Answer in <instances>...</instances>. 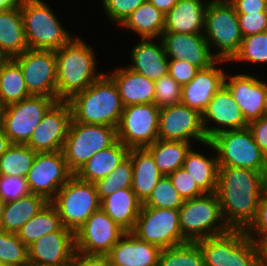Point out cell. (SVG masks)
<instances>
[{
    "label": "cell",
    "instance_id": "6da1fadb",
    "mask_svg": "<svg viewBox=\"0 0 267 266\" xmlns=\"http://www.w3.org/2000/svg\"><path fill=\"white\" fill-rule=\"evenodd\" d=\"M265 175L246 168L219 167L216 194L229 229L245 230L254 220Z\"/></svg>",
    "mask_w": 267,
    "mask_h": 266
},
{
    "label": "cell",
    "instance_id": "7a4b0ae2",
    "mask_svg": "<svg viewBox=\"0 0 267 266\" xmlns=\"http://www.w3.org/2000/svg\"><path fill=\"white\" fill-rule=\"evenodd\" d=\"M80 38H72L55 51L57 101H68L104 74L97 73L94 50Z\"/></svg>",
    "mask_w": 267,
    "mask_h": 266
},
{
    "label": "cell",
    "instance_id": "3957f363",
    "mask_svg": "<svg viewBox=\"0 0 267 266\" xmlns=\"http://www.w3.org/2000/svg\"><path fill=\"white\" fill-rule=\"evenodd\" d=\"M67 102L72 121L114 128L118 126L124 109L116 84L105 73Z\"/></svg>",
    "mask_w": 267,
    "mask_h": 266
},
{
    "label": "cell",
    "instance_id": "277c9868",
    "mask_svg": "<svg viewBox=\"0 0 267 266\" xmlns=\"http://www.w3.org/2000/svg\"><path fill=\"white\" fill-rule=\"evenodd\" d=\"M203 145L216 151L219 167L246 168L267 174V156L255 143L248 127L220 132Z\"/></svg>",
    "mask_w": 267,
    "mask_h": 266
},
{
    "label": "cell",
    "instance_id": "5b68a950",
    "mask_svg": "<svg viewBox=\"0 0 267 266\" xmlns=\"http://www.w3.org/2000/svg\"><path fill=\"white\" fill-rule=\"evenodd\" d=\"M21 12L30 49L56 51L74 37L42 0H21Z\"/></svg>",
    "mask_w": 267,
    "mask_h": 266
},
{
    "label": "cell",
    "instance_id": "8992f818",
    "mask_svg": "<svg viewBox=\"0 0 267 266\" xmlns=\"http://www.w3.org/2000/svg\"><path fill=\"white\" fill-rule=\"evenodd\" d=\"M203 35L210 49H218L214 53L218 60L230 61L239 51L243 36L238 15L229 0H209Z\"/></svg>",
    "mask_w": 267,
    "mask_h": 266
},
{
    "label": "cell",
    "instance_id": "52a82bcc",
    "mask_svg": "<svg viewBox=\"0 0 267 266\" xmlns=\"http://www.w3.org/2000/svg\"><path fill=\"white\" fill-rule=\"evenodd\" d=\"M179 223L182 236L187 242H197L229 230L223 220L216 193H205L184 200L179 209Z\"/></svg>",
    "mask_w": 267,
    "mask_h": 266
},
{
    "label": "cell",
    "instance_id": "ba28073f",
    "mask_svg": "<svg viewBox=\"0 0 267 266\" xmlns=\"http://www.w3.org/2000/svg\"><path fill=\"white\" fill-rule=\"evenodd\" d=\"M205 266H259L256 242L244 230L227 232L197 241Z\"/></svg>",
    "mask_w": 267,
    "mask_h": 266
},
{
    "label": "cell",
    "instance_id": "9c48e42d",
    "mask_svg": "<svg viewBox=\"0 0 267 266\" xmlns=\"http://www.w3.org/2000/svg\"><path fill=\"white\" fill-rule=\"evenodd\" d=\"M50 202L56 207L62 225L74 233L101 204L95 183L83 181L75 174Z\"/></svg>",
    "mask_w": 267,
    "mask_h": 266
},
{
    "label": "cell",
    "instance_id": "30bf717a",
    "mask_svg": "<svg viewBox=\"0 0 267 266\" xmlns=\"http://www.w3.org/2000/svg\"><path fill=\"white\" fill-rule=\"evenodd\" d=\"M117 141L116 128L71 121L62 152L75 174L92 156Z\"/></svg>",
    "mask_w": 267,
    "mask_h": 266
},
{
    "label": "cell",
    "instance_id": "8fae6325",
    "mask_svg": "<svg viewBox=\"0 0 267 266\" xmlns=\"http://www.w3.org/2000/svg\"><path fill=\"white\" fill-rule=\"evenodd\" d=\"M56 102L52 97L32 95L2 107L0 122L11 144H26L44 115Z\"/></svg>",
    "mask_w": 267,
    "mask_h": 266
},
{
    "label": "cell",
    "instance_id": "7c38bea8",
    "mask_svg": "<svg viewBox=\"0 0 267 266\" xmlns=\"http://www.w3.org/2000/svg\"><path fill=\"white\" fill-rule=\"evenodd\" d=\"M138 239L161 249L186 243L179 223V210L141 206L131 231Z\"/></svg>",
    "mask_w": 267,
    "mask_h": 266
},
{
    "label": "cell",
    "instance_id": "4fadbf2b",
    "mask_svg": "<svg viewBox=\"0 0 267 266\" xmlns=\"http://www.w3.org/2000/svg\"><path fill=\"white\" fill-rule=\"evenodd\" d=\"M160 108L154 103L124 107L117 131V140L130 148H145L159 139Z\"/></svg>",
    "mask_w": 267,
    "mask_h": 266
},
{
    "label": "cell",
    "instance_id": "5bb4252c",
    "mask_svg": "<svg viewBox=\"0 0 267 266\" xmlns=\"http://www.w3.org/2000/svg\"><path fill=\"white\" fill-rule=\"evenodd\" d=\"M13 59L19 64L31 95L47 96L57 100L54 50L28 48Z\"/></svg>",
    "mask_w": 267,
    "mask_h": 266
},
{
    "label": "cell",
    "instance_id": "9a60e30c",
    "mask_svg": "<svg viewBox=\"0 0 267 266\" xmlns=\"http://www.w3.org/2000/svg\"><path fill=\"white\" fill-rule=\"evenodd\" d=\"M73 175L60 150L38 152L26 179L31 193L51 201Z\"/></svg>",
    "mask_w": 267,
    "mask_h": 266
},
{
    "label": "cell",
    "instance_id": "2e32d148",
    "mask_svg": "<svg viewBox=\"0 0 267 266\" xmlns=\"http://www.w3.org/2000/svg\"><path fill=\"white\" fill-rule=\"evenodd\" d=\"M125 233L100 208L75 232V249L87 255H107Z\"/></svg>",
    "mask_w": 267,
    "mask_h": 266
},
{
    "label": "cell",
    "instance_id": "e0dca14e",
    "mask_svg": "<svg viewBox=\"0 0 267 266\" xmlns=\"http://www.w3.org/2000/svg\"><path fill=\"white\" fill-rule=\"evenodd\" d=\"M158 137L165 141L207 142L202 115L182 103L160 108Z\"/></svg>",
    "mask_w": 267,
    "mask_h": 266
},
{
    "label": "cell",
    "instance_id": "ac0fdd59",
    "mask_svg": "<svg viewBox=\"0 0 267 266\" xmlns=\"http://www.w3.org/2000/svg\"><path fill=\"white\" fill-rule=\"evenodd\" d=\"M72 121L67 101H57L32 132L26 145L35 152H54L63 148Z\"/></svg>",
    "mask_w": 267,
    "mask_h": 266
},
{
    "label": "cell",
    "instance_id": "d6986e66",
    "mask_svg": "<svg viewBox=\"0 0 267 266\" xmlns=\"http://www.w3.org/2000/svg\"><path fill=\"white\" fill-rule=\"evenodd\" d=\"M201 115L207 140L223 131L239 130L248 127L241 109L234 100L230 90L224 84L213 96ZM210 122L214 123L215 127H211V125L209 127ZM216 125L218 126L216 127Z\"/></svg>",
    "mask_w": 267,
    "mask_h": 266
},
{
    "label": "cell",
    "instance_id": "ffe728a7",
    "mask_svg": "<svg viewBox=\"0 0 267 266\" xmlns=\"http://www.w3.org/2000/svg\"><path fill=\"white\" fill-rule=\"evenodd\" d=\"M29 266H70L75 249L73 231H53L28 247Z\"/></svg>",
    "mask_w": 267,
    "mask_h": 266
},
{
    "label": "cell",
    "instance_id": "44dd1931",
    "mask_svg": "<svg viewBox=\"0 0 267 266\" xmlns=\"http://www.w3.org/2000/svg\"><path fill=\"white\" fill-rule=\"evenodd\" d=\"M160 39L169 60L187 61L199 69L208 68L218 60L203 34L163 32Z\"/></svg>",
    "mask_w": 267,
    "mask_h": 266
},
{
    "label": "cell",
    "instance_id": "7402d4cb",
    "mask_svg": "<svg viewBox=\"0 0 267 266\" xmlns=\"http://www.w3.org/2000/svg\"><path fill=\"white\" fill-rule=\"evenodd\" d=\"M224 85L230 90L248 124L265 116L266 81L246 73L234 76L225 74Z\"/></svg>",
    "mask_w": 267,
    "mask_h": 266
},
{
    "label": "cell",
    "instance_id": "603a6c76",
    "mask_svg": "<svg viewBox=\"0 0 267 266\" xmlns=\"http://www.w3.org/2000/svg\"><path fill=\"white\" fill-rule=\"evenodd\" d=\"M227 62L217 60L210 67L199 69L195 77L187 84L182 86L181 103L200 114L203 113L213 96L224 84L225 72L218 68L216 64Z\"/></svg>",
    "mask_w": 267,
    "mask_h": 266
},
{
    "label": "cell",
    "instance_id": "cb8c5ba5",
    "mask_svg": "<svg viewBox=\"0 0 267 266\" xmlns=\"http://www.w3.org/2000/svg\"><path fill=\"white\" fill-rule=\"evenodd\" d=\"M161 248L126 232L107 254L109 260L120 266H158Z\"/></svg>",
    "mask_w": 267,
    "mask_h": 266
},
{
    "label": "cell",
    "instance_id": "d4e9b609",
    "mask_svg": "<svg viewBox=\"0 0 267 266\" xmlns=\"http://www.w3.org/2000/svg\"><path fill=\"white\" fill-rule=\"evenodd\" d=\"M208 2L203 0H178L165 14L163 32L204 34L205 13ZM203 28V29H202Z\"/></svg>",
    "mask_w": 267,
    "mask_h": 266
},
{
    "label": "cell",
    "instance_id": "484cf974",
    "mask_svg": "<svg viewBox=\"0 0 267 266\" xmlns=\"http://www.w3.org/2000/svg\"><path fill=\"white\" fill-rule=\"evenodd\" d=\"M116 84L124 107L155 102V81L129 68H117L107 74Z\"/></svg>",
    "mask_w": 267,
    "mask_h": 266
},
{
    "label": "cell",
    "instance_id": "4316f807",
    "mask_svg": "<svg viewBox=\"0 0 267 266\" xmlns=\"http://www.w3.org/2000/svg\"><path fill=\"white\" fill-rule=\"evenodd\" d=\"M152 38L141 39L131 50L133 65L128 68L156 81L168 74L169 59L165 53L162 40L156 44Z\"/></svg>",
    "mask_w": 267,
    "mask_h": 266
},
{
    "label": "cell",
    "instance_id": "83f0119b",
    "mask_svg": "<svg viewBox=\"0 0 267 266\" xmlns=\"http://www.w3.org/2000/svg\"><path fill=\"white\" fill-rule=\"evenodd\" d=\"M27 49L21 3L9 10H0V58H13Z\"/></svg>",
    "mask_w": 267,
    "mask_h": 266
},
{
    "label": "cell",
    "instance_id": "f1b7e54d",
    "mask_svg": "<svg viewBox=\"0 0 267 266\" xmlns=\"http://www.w3.org/2000/svg\"><path fill=\"white\" fill-rule=\"evenodd\" d=\"M128 157L131 159L133 167L131 189L143 203L163 177V174L146 148H130Z\"/></svg>",
    "mask_w": 267,
    "mask_h": 266
},
{
    "label": "cell",
    "instance_id": "f546056e",
    "mask_svg": "<svg viewBox=\"0 0 267 266\" xmlns=\"http://www.w3.org/2000/svg\"><path fill=\"white\" fill-rule=\"evenodd\" d=\"M129 148L117 140L110 147L95 153L75 175L87 182L96 183L112 173L128 157Z\"/></svg>",
    "mask_w": 267,
    "mask_h": 266
},
{
    "label": "cell",
    "instance_id": "4dcf8cb0",
    "mask_svg": "<svg viewBox=\"0 0 267 266\" xmlns=\"http://www.w3.org/2000/svg\"><path fill=\"white\" fill-rule=\"evenodd\" d=\"M142 202L131 188L117 190L101 200L100 208L126 232L135 226Z\"/></svg>",
    "mask_w": 267,
    "mask_h": 266
},
{
    "label": "cell",
    "instance_id": "1f68e13d",
    "mask_svg": "<svg viewBox=\"0 0 267 266\" xmlns=\"http://www.w3.org/2000/svg\"><path fill=\"white\" fill-rule=\"evenodd\" d=\"M49 201L37 194L30 193L17 200L6 202L1 230L17 233L32 217L38 214Z\"/></svg>",
    "mask_w": 267,
    "mask_h": 266
},
{
    "label": "cell",
    "instance_id": "d6a6232c",
    "mask_svg": "<svg viewBox=\"0 0 267 266\" xmlns=\"http://www.w3.org/2000/svg\"><path fill=\"white\" fill-rule=\"evenodd\" d=\"M30 96L19 64L13 58H0V106L5 107Z\"/></svg>",
    "mask_w": 267,
    "mask_h": 266
},
{
    "label": "cell",
    "instance_id": "836d02e7",
    "mask_svg": "<svg viewBox=\"0 0 267 266\" xmlns=\"http://www.w3.org/2000/svg\"><path fill=\"white\" fill-rule=\"evenodd\" d=\"M121 26L136 32L141 39H160L165 28V14L147 0Z\"/></svg>",
    "mask_w": 267,
    "mask_h": 266
},
{
    "label": "cell",
    "instance_id": "e575fe53",
    "mask_svg": "<svg viewBox=\"0 0 267 266\" xmlns=\"http://www.w3.org/2000/svg\"><path fill=\"white\" fill-rule=\"evenodd\" d=\"M215 156L209 158L190 149L185 157L182 168L195 180L204 193H216L218 179V160Z\"/></svg>",
    "mask_w": 267,
    "mask_h": 266
},
{
    "label": "cell",
    "instance_id": "d590c367",
    "mask_svg": "<svg viewBox=\"0 0 267 266\" xmlns=\"http://www.w3.org/2000/svg\"><path fill=\"white\" fill-rule=\"evenodd\" d=\"M53 231H71L60 220L56 207L49 201L42 210L29 219L16 233L18 238L29 247L36 240Z\"/></svg>",
    "mask_w": 267,
    "mask_h": 266
},
{
    "label": "cell",
    "instance_id": "8d00e7d4",
    "mask_svg": "<svg viewBox=\"0 0 267 266\" xmlns=\"http://www.w3.org/2000/svg\"><path fill=\"white\" fill-rule=\"evenodd\" d=\"M152 155L156 166L163 174L168 176L182 168L187 152L192 148L190 142L165 141L158 139L145 147Z\"/></svg>",
    "mask_w": 267,
    "mask_h": 266
},
{
    "label": "cell",
    "instance_id": "74e56055",
    "mask_svg": "<svg viewBox=\"0 0 267 266\" xmlns=\"http://www.w3.org/2000/svg\"><path fill=\"white\" fill-rule=\"evenodd\" d=\"M36 154L26 144H11L0 158V175L26 177Z\"/></svg>",
    "mask_w": 267,
    "mask_h": 266
},
{
    "label": "cell",
    "instance_id": "f35d334b",
    "mask_svg": "<svg viewBox=\"0 0 267 266\" xmlns=\"http://www.w3.org/2000/svg\"><path fill=\"white\" fill-rule=\"evenodd\" d=\"M158 266H205L202 250L197 242L163 248Z\"/></svg>",
    "mask_w": 267,
    "mask_h": 266
},
{
    "label": "cell",
    "instance_id": "ab89813d",
    "mask_svg": "<svg viewBox=\"0 0 267 266\" xmlns=\"http://www.w3.org/2000/svg\"><path fill=\"white\" fill-rule=\"evenodd\" d=\"M0 263L3 266H28V247L16 233L0 231Z\"/></svg>",
    "mask_w": 267,
    "mask_h": 266
},
{
    "label": "cell",
    "instance_id": "60d3db41",
    "mask_svg": "<svg viewBox=\"0 0 267 266\" xmlns=\"http://www.w3.org/2000/svg\"><path fill=\"white\" fill-rule=\"evenodd\" d=\"M132 179V161L127 157L112 173L95 183L99 200L101 201L117 190L131 188Z\"/></svg>",
    "mask_w": 267,
    "mask_h": 266
},
{
    "label": "cell",
    "instance_id": "b9f144b4",
    "mask_svg": "<svg viewBox=\"0 0 267 266\" xmlns=\"http://www.w3.org/2000/svg\"><path fill=\"white\" fill-rule=\"evenodd\" d=\"M267 63V31L243 37L239 51L229 62Z\"/></svg>",
    "mask_w": 267,
    "mask_h": 266
},
{
    "label": "cell",
    "instance_id": "7bdbcfd3",
    "mask_svg": "<svg viewBox=\"0 0 267 266\" xmlns=\"http://www.w3.org/2000/svg\"><path fill=\"white\" fill-rule=\"evenodd\" d=\"M183 203L184 199L174 188L169 176H163L142 206L179 210Z\"/></svg>",
    "mask_w": 267,
    "mask_h": 266
},
{
    "label": "cell",
    "instance_id": "ee69618b",
    "mask_svg": "<svg viewBox=\"0 0 267 266\" xmlns=\"http://www.w3.org/2000/svg\"><path fill=\"white\" fill-rule=\"evenodd\" d=\"M182 86L169 74L155 81V102L158 108L181 103Z\"/></svg>",
    "mask_w": 267,
    "mask_h": 266
},
{
    "label": "cell",
    "instance_id": "f6af8a7d",
    "mask_svg": "<svg viewBox=\"0 0 267 266\" xmlns=\"http://www.w3.org/2000/svg\"><path fill=\"white\" fill-rule=\"evenodd\" d=\"M147 0H102L105 14L110 21L122 25L130 14Z\"/></svg>",
    "mask_w": 267,
    "mask_h": 266
},
{
    "label": "cell",
    "instance_id": "bcb514c9",
    "mask_svg": "<svg viewBox=\"0 0 267 266\" xmlns=\"http://www.w3.org/2000/svg\"><path fill=\"white\" fill-rule=\"evenodd\" d=\"M30 193L26 177L0 175V198L3 201H14Z\"/></svg>",
    "mask_w": 267,
    "mask_h": 266
},
{
    "label": "cell",
    "instance_id": "7dc6e473",
    "mask_svg": "<svg viewBox=\"0 0 267 266\" xmlns=\"http://www.w3.org/2000/svg\"><path fill=\"white\" fill-rule=\"evenodd\" d=\"M171 182L180 196L186 199H192L205 194L198 186L190 174L183 168H179L168 175Z\"/></svg>",
    "mask_w": 267,
    "mask_h": 266
},
{
    "label": "cell",
    "instance_id": "c3c4849f",
    "mask_svg": "<svg viewBox=\"0 0 267 266\" xmlns=\"http://www.w3.org/2000/svg\"><path fill=\"white\" fill-rule=\"evenodd\" d=\"M237 15L243 37L267 31V11Z\"/></svg>",
    "mask_w": 267,
    "mask_h": 266
},
{
    "label": "cell",
    "instance_id": "681fc988",
    "mask_svg": "<svg viewBox=\"0 0 267 266\" xmlns=\"http://www.w3.org/2000/svg\"><path fill=\"white\" fill-rule=\"evenodd\" d=\"M199 68L187 61L169 60L168 74L181 86L189 83Z\"/></svg>",
    "mask_w": 267,
    "mask_h": 266
},
{
    "label": "cell",
    "instance_id": "f907efd6",
    "mask_svg": "<svg viewBox=\"0 0 267 266\" xmlns=\"http://www.w3.org/2000/svg\"><path fill=\"white\" fill-rule=\"evenodd\" d=\"M244 231L254 241L261 236H267V200L262 198L259 201L255 218Z\"/></svg>",
    "mask_w": 267,
    "mask_h": 266
},
{
    "label": "cell",
    "instance_id": "816d5d0a",
    "mask_svg": "<svg viewBox=\"0 0 267 266\" xmlns=\"http://www.w3.org/2000/svg\"><path fill=\"white\" fill-rule=\"evenodd\" d=\"M251 130L255 143L261 151L267 156V116H263L248 124Z\"/></svg>",
    "mask_w": 267,
    "mask_h": 266
},
{
    "label": "cell",
    "instance_id": "f5cc1de1",
    "mask_svg": "<svg viewBox=\"0 0 267 266\" xmlns=\"http://www.w3.org/2000/svg\"><path fill=\"white\" fill-rule=\"evenodd\" d=\"M237 14L267 11V0H229Z\"/></svg>",
    "mask_w": 267,
    "mask_h": 266
},
{
    "label": "cell",
    "instance_id": "db71d44e",
    "mask_svg": "<svg viewBox=\"0 0 267 266\" xmlns=\"http://www.w3.org/2000/svg\"><path fill=\"white\" fill-rule=\"evenodd\" d=\"M70 266H108V256L87 255L76 251Z\"/></svg>",
    "mask_w": 267,
    "mask_h": 266
},
{
    "label": "cell",
    "instance_id": "11a10c76",
    "mask_svg": "<svg viewBox=\"0 0 267 266\" xmlns=\"http://www.w3.org/2000/svg\"><path fill=\"white\" fill-rule=\"evenodd\" d=\"M259 266H267V236H261L256 241Z\"/></svg>",
    "mask_w": 267,
    "mask_h": 266
},
{
    "label": "cell",
    "instance_id": "9f6ffc18",
    "mask_svg": "<svg viewBox=\"0 0 267 266\" xmlns=\"http://www.w3.org/2000/svg\"><path fill=\"white\" fill-rule=\"evenodd\" d=\"M151 4H153L158 10L166 14L170 11L178 0H148Z\"/></svg>",
    "mask_w": 267,
    "mask_h": 266
},
{
    "label": "cell",
    "instance_id": "6f0895ef",
    "mask_svg": "<svg viewBox=\"0 0 267 266\" xmlns=\"http://www.w3.org/2000/svg\"><path fill=\"white\" fill-rule=\"evenodd\" d=\"M11 145V142L8 136L5 134L3 126L0 122V158L6 152L8 147Z\"/></svg>",
    "mask_w": 267,
    "mask_h": 266
},
{
    "label": "cell",
    "instance_id": "680465c9",
    "mask_svg": "<svg viewBox=\"0 0 267 266\" xmlns=\"http://www.w3.org/2000/svg\"><path fill=\"white\" fill-rule=\"evenodd\" d=\"M21 0H0V10H9L16 6H19Z\"/></svg>",
    "mask_w": 267,
    "mask_h": 266
},
{
    "label": "cell",
    "instance_id": "91938a15",
    "mask_svg": "<svg viewBox=\"0 0 267 266\" xmlns=\"http://www.w3.org/2000/svg\"><path fill=\"white\" fill-rule=\"evenodd\" d=\"M5 204L6 202L0 198V231H1V226H2V218H3V211H4Z\"/></svg>",
    "mask_w": 267,
    "mask_h": 266
},
{
    "label": "cell",
    "instance_id": "94428289",
    "mask_svg": "<svg viewBox=\"0 0 267 266\" xmlns=\"http://www.w3.org/2000/svg\"><path fill=\"white\" fill-rule=\"evenodd\" d=\"M263 198L267 200V174L265 175L264 179V192H263Z\"/></svg>",
    "mask_w": 267,
    "mask_h": 266
},
{
    "label": "cell",
    "instance_id": "6125c7cd",
    "mask_svg": "<svg viewBox=\"0 0 267 266\" xmlns=\"http://www.w3.org/2000/svg\"><path fill=\"white\" fill-rule=\"evenodd\" d=\"M264 112H265V116H267V83H266V95H265V103H264Z\"/></svg>",
    "mask_w": 267,
    "mask_h": 266
},
{
    "label": "cell",
    "instance_id": "be15d7a7",
    "mask_svg": "<svg viewBox=\"0 0 267 266\" xmlns=\"http://www.w3.org/2000/svg\"><path fill=\"white\" fill-rule=\"evenodd\" d=\"M108 266H120V265H117L115 263H112L109 258H108Z\"/></svg>",
    "mask_w": 267,
    "mask_h": 266
}]
</instances>
